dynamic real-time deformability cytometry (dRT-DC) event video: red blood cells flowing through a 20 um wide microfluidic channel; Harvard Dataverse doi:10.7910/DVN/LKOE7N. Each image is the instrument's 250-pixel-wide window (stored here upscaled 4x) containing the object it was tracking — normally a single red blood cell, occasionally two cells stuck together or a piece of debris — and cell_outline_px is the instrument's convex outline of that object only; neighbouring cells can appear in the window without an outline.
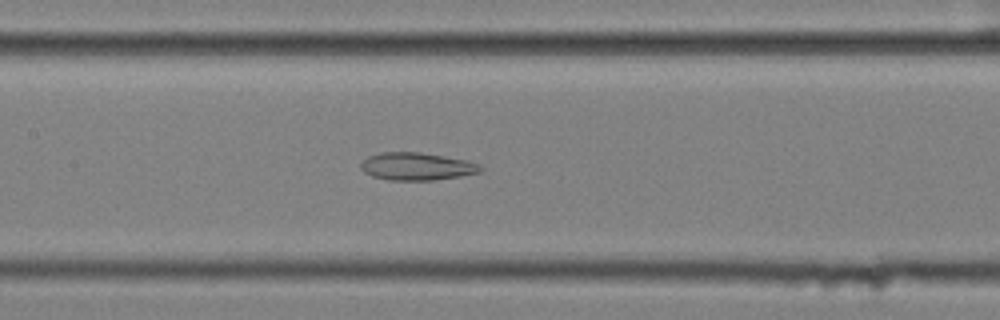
{"species": "common noctule bat (a hibernating species)", "species_latin": "Nyctalus noctula", "temperature_condition": "cold", "stored_images_in_passage": 58, "segment_of_instrument_passage": [2, 2], "camera_frame_rate_fps": 3000, "um_per_image_px": 0.085, "animal": {"sex": "female", "body_mass_g": 25.1}, "frame": {"image": 1, "passage_image": 28, "time_ms": 9.0, "image_size_px": [1000, 320], "cell_outline_px": [[484, 168], [480, 172], [460, 176], [432, 180], [388, 180], [372, 176], [364, 172], [360, 168], [360, 164], [368, 156], [380, 152], [420, 152], [468, 160]], "centroid_in_image_um": [35.4, 14.14], "position_along_channel_um": 172.0, "area_um2": 19.25}}
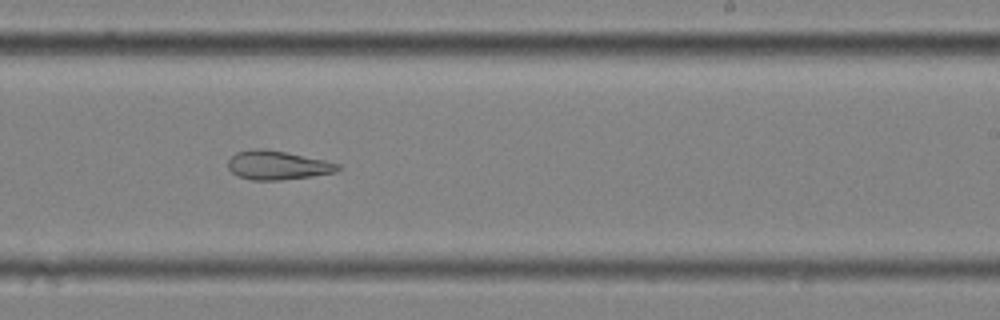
{"frame": {"image": 2, "passage_image": 36, "time_ms": 11.667, "image_size_px": [1000, 320], "cell_outline_px": [[340, 168], [336, 172], [312, 176], [280, 180], [252, 180], [240, 176], [232, 172], [228, 168], [228, 160], [236, 152], [256, 148], [264, 148], [324, 160], [340, 164]], "centroid_in_image_um": [23.58, 14.04], "position_along_channel_um": 265.4, "area_um2": 18.32}}
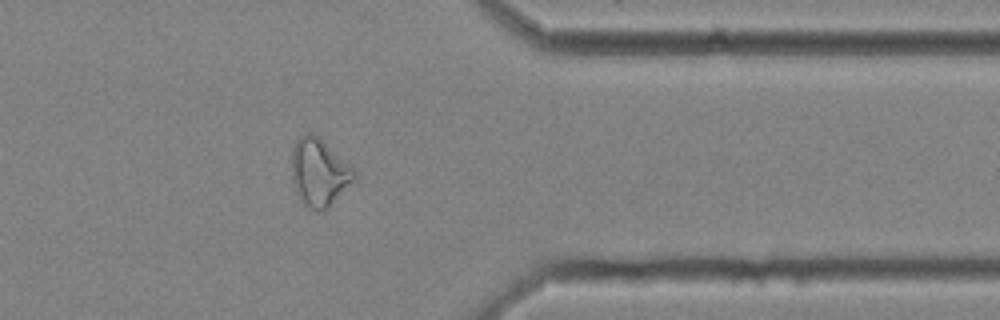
{"frame": {"image": 3, "passage_image": 47, "time_ms": 15.333, "image_size_px": [1000, 320], "cell_outline_px": [[356, 176], [328, 208], [324, 212], [320, 212], [304, 204], [300, 200], [296, 192], [292, 180], [292, 148], [296, 140], [300, 136], [308, 132], [312, 132], [352, 164], [356, 168]], "centroid_in_image_um": [27.13, 14.63], "position_along_channel_um": 384.3, "area_um2": 24.68}}